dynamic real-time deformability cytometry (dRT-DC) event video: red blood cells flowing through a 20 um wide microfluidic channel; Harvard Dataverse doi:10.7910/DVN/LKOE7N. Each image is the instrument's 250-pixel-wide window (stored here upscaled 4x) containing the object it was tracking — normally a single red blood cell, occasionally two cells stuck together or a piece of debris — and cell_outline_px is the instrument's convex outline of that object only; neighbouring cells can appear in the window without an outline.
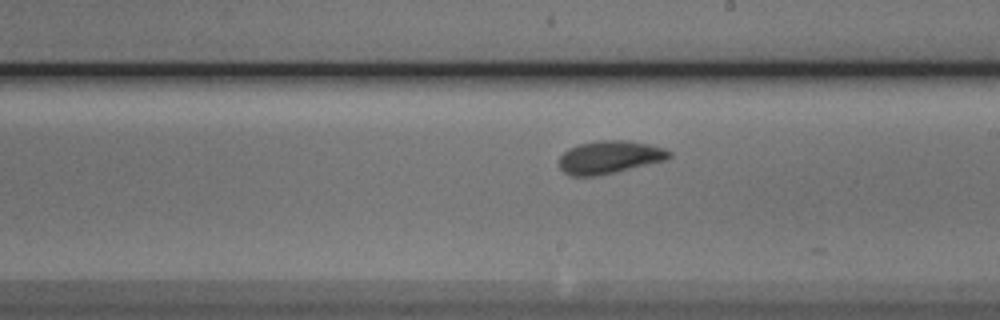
{"species": "Egyptian fruit bat (a non-hibernating species)", "species_latin": "Rousettus aegyptiacus", "temperature_condition": "cold", "stored_images_in_passage": 32, "camera_frame_rate_fps": 3000, "um_per_image_px": 0.085, "animal": {"sex": "male"}, "frame": {"image": 1, "passage_image": 25, "time_ms": 8.0, "image_size_px": [1000, 320], "cell_outline_px": [[672, 156], [668, 160], [596, 176], [572, 176], [564, 172], [560, 168], [560, 156], [568, 148], [580, 144], [596, 140], [628, 140], [648, 144], [664, 148], [672, 152]], "centroid_in_image_um": [51.84, 13.35], "position_along_channel_um": 237.2, "area_um2": 21.15}}